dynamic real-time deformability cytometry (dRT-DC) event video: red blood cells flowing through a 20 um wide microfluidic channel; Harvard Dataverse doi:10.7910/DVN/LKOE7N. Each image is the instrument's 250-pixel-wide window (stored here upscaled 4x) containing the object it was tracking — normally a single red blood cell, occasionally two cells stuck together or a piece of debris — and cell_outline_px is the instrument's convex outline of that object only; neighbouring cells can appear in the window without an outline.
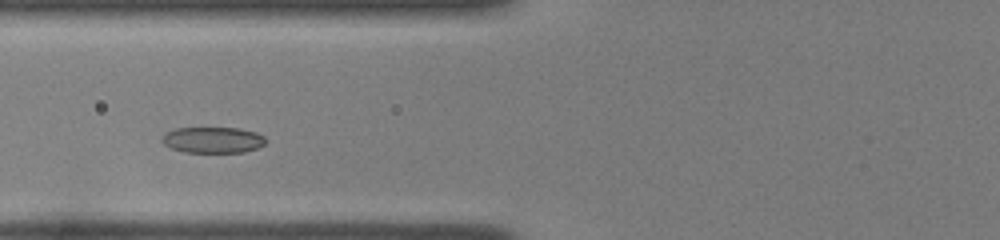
{"species": "common noctule bat (a hibernating species)", "species_latin": "Nyctalus noctula", "temperature_condition": "room temperature", "stored_images_in_passage": 37, "camera_frame_rate_fps": 3000, "um_per_image_px": 0.085, "animal": {"sex": "female", "body_mass_g": 22.0, "forearm_length_mm": 56.7}, "frame": {"image": 1, "passage_image": 8, "time_ms": 2.333, "image_size_px": [1000, 240], "cell_outline_px": [[264, 144], [256, 148], [244, 152], [184, 152], [172, 148], [164, 144], [160, 140], [164, 132], [176, 128], [240, 128], [256, 132], [264, 136]], "centroid_in_image_um": [18.05, 11.89], "position_along_channel_um": 107.7, "area_um2": 15.72}}
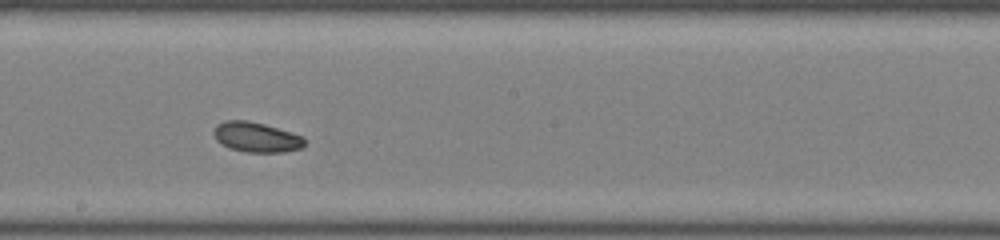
{"frame": {"image": 2, "passage_image": 17, "time_ms": 5.333, "image_size_px": [1000, 240], "cell_outline_px": [[304, 144], [300, 148], [284, 152], [248, 152], [228, 148], [216, 140], [212, 132], [216, 124], [224, 120], [248, 120], [264, 124], [304, 136]], "centroid_in_image_um": [21.74, 11.65], "position_along_channel_um": 226.5, "area_um2": 15.95}}
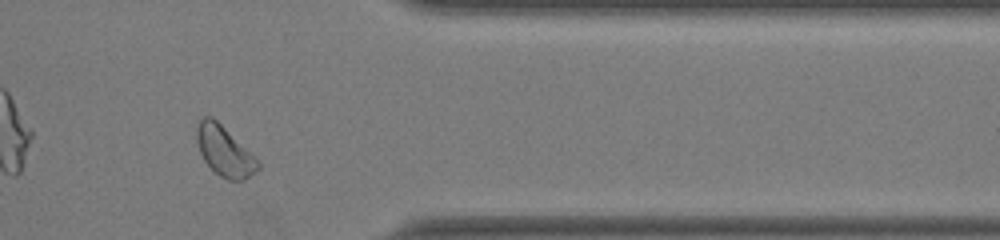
{"frame": {"image": 3, "passage_image": 30, "time_ms": 9.667, "image_size_px": [1000, 240], "cell_outline_px": [[260, 168], [256, 172], [244, 180], [228, 180], [220, 176], [204, 160], [200, 152], [196, 140], [196, 128], [200, 120], [204, 116], [212, 116], [260, 164]], "centroid_in_image_um": [19.04, 12.86], "position_along_channel_um": 392.4, "area_um2": 17.17}, "authors_computed_cell_mechanics": {"area_um2": 16.2418, "velocity_mm_per_s": 3.9632, "shape_relaxation_time_tau1_ms": 1.7583, "shape_relaxation_time_tau2_ms": 5.6751, "deformation_change_tau1": 0.0835, "deformation_change_tau2": 0.0934}}